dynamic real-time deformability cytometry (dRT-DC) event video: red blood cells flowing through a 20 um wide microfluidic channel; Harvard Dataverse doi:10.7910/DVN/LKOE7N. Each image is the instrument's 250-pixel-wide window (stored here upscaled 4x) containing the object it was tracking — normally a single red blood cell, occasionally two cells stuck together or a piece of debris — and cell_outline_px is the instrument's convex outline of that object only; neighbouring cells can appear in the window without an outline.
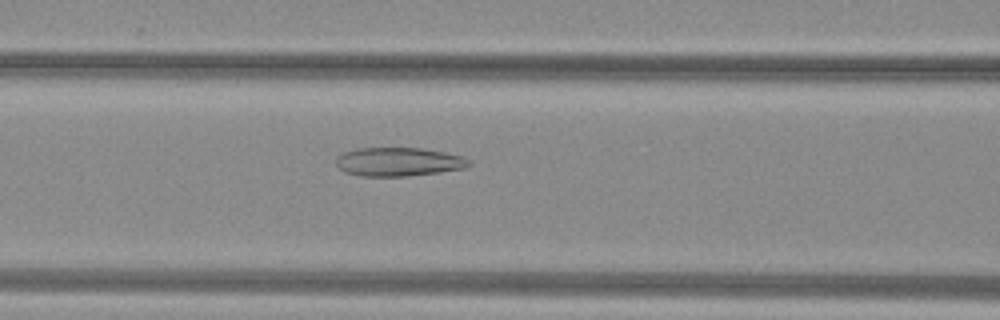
{"species": "common noctule bat (a hibernating species)", "species_latin": "Nyctalus noctula", "temperature_condition": "warm", "stored_images_in_passage": 36, "camera_frame_rate_fps": 3000, "um_per_image_px": 0.085, "animal": {"sex": "female", "body_mass_g": 29.2, "forearm_length_mm": 56.3}, "frame": {"image": 1, "passage_image": 11, "time_ms": 3.333, "image_size_px": [1000, 320], "cell_outline_px": [[472, 164], [464, 168], [440, 172], [408, 176], [360, 176], [344, 172], [336, 164], [336, 156], [344, 152], [356, 148], [420, 148], [444, 152], [464, 156]], "centroid_in_image_um": [33.86, 13.75], "position_along_channel_um": 132.7, "area_um2": 22.31}}
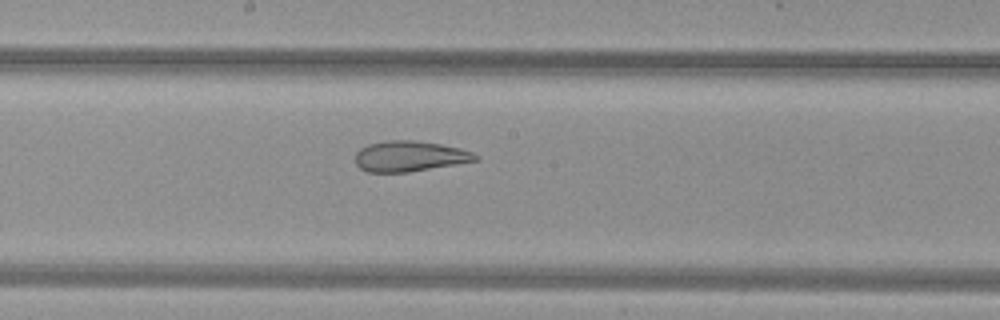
{"frame": {"image": 2, "passage_image": 17, "time_ms": 5.333, "image_size_px": [1000, 320], "cell_outline_px": [[480, 160], [408, 172], [368, 172], [360, 168], [356, 164], [356, 152], [360, 148], [368, 144], [388, 140], [416, 140], [440, 144], [460, 148], [472, 152], [480, 156]], "centroid_in_image_um": [34.83, 13.27], "position_along_channel_um": 213.4, "area_um2": 21.44}}
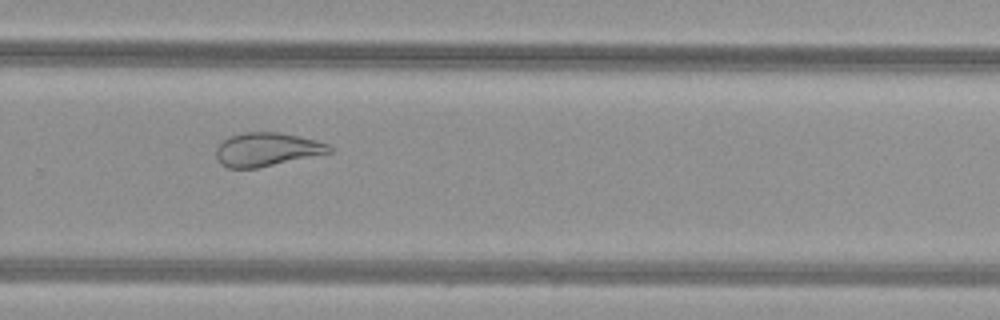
{"frame": {"image": 3, "passage_image": 24, "time_ms": 7.667, "image_size_px": [1000, 320], "cell_outline_px": [[332, 152], [256, 168], [228, 168], [220, 164], [216, 156], [216, 148], [228, 136], [244, 132], [280, 132], [316, 140], [328, 144], [332, 148]], "centroid_in_image_um": [22.65, 12.69], "position_along_channel_um": 307.1, "area_um2": 22.02}, "authors_computed_cell_mechanics": {"area_um2": 21.9929, "velocity_mm_per_s": 4.0315, "shape_relaxation_time_tau1_ms": null, "shape_relaxation_time_tau2_ms": 2.0174, "deformation_change_tau1": null, "deformation_change_tau2": 0.1026}}